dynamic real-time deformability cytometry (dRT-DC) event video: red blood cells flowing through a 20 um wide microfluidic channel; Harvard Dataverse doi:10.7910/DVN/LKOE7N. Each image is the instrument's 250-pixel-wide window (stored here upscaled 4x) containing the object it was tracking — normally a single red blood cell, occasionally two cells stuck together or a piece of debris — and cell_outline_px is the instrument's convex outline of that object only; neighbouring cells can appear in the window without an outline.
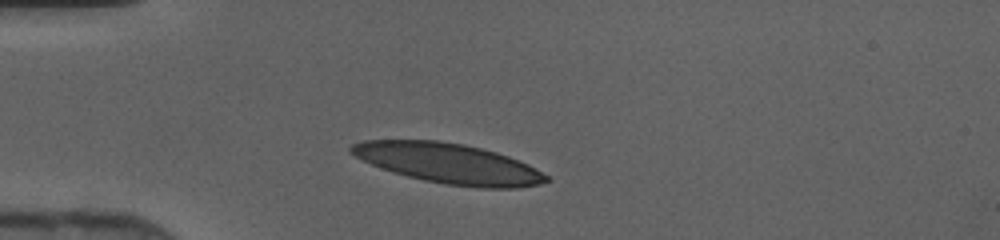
{"species": "human", "species_latin": "Homo sapiens", "temperature_condition": "cold", "stored_images_in_passage": 30, "camera_frame_rate_fps": 3000, "um_per_image_px": 0.085, "donor": {"sex": "female"}, "frame": {"image": 1, "passage_image": 1, "time_ms": 0.0, "image_size_px": [1000, 240], "cell_outline_px": [[552, 180], [540, 184], [516, 188], [480, 188], [444, 184], [424, 180], [392, 172], [380, 168], [348, 152], [348, 148], [352, 144], [364, 140], [436, 140], [464, 144], [496, 152], [508, 156], [528, 164], [536, 168], [548, 176]], "centroid_in_image_um": [38.14, 13.89], "position_along_channel_um": 46.9, "area_um2": 45.6}}
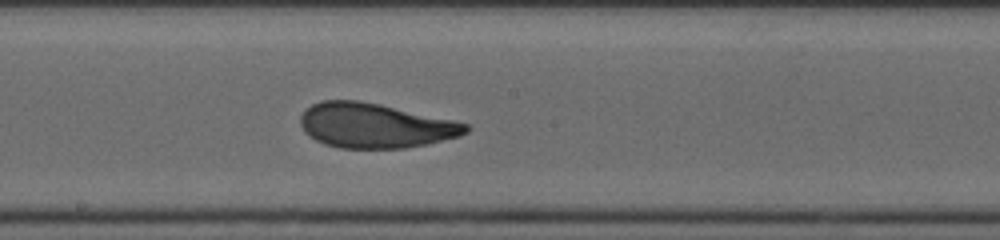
{"frame": {"image": 2, "passage_image": 14, "time_ms": 4.333, "image_size_px": [1000, 240], "cell_outline_px": [[472, 128], [468, 132], [460, 136], [428, 144], [404, 148], [340, 148], [324, 144], [308, 136], [304, 132], [300, 124], [300, 116], [312, 104], [320, 100], [356, 100], [380, 104], [452, 120], [468, 124]], "centroid_in_image_um": [31.87, 10.68], "position_along_channel_um": 216.3, "area_um2": 43.12}}
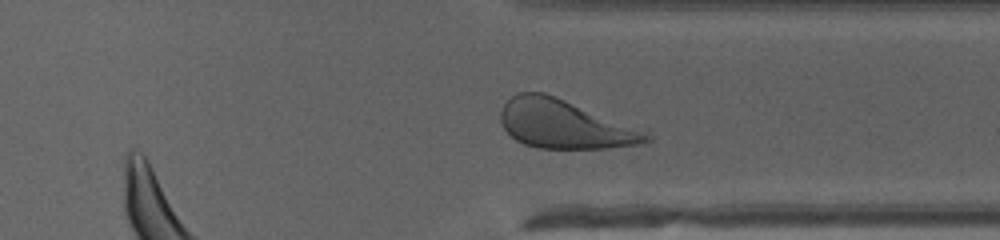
{"frame": {"image": 3, "passage_image": 24, "time_ms": 7.667, "image_size_px": [1000, 240], "cell_outline_px": [[652, 140], [636, 144], [608, 148], [536, 148], [524, 144], [516, 140], [504, 128], [500, 120], [500, 112], [504, 104], [516, 92], [544, 92], [648, 128], [652, 136]], "centroid_in_image_um": [48.1, 10.54], "position_along_channel_um": 363.3, "area_um2": 42.31}}